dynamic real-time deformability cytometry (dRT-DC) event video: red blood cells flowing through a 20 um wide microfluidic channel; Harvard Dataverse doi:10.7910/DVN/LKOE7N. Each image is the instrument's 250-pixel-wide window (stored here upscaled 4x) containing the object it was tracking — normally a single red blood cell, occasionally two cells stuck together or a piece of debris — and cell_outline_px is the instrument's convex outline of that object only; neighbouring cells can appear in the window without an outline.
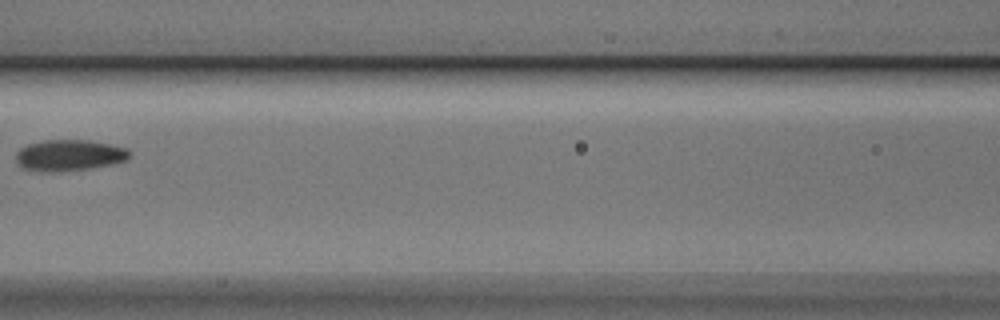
{"species": "Egyptian fruit bat (a non-hibernating species)", "species_latin": "Rousettus aegyptiacus", "temperature_condition": "cold", "stored_images_in_passage": 7, "camera_frame_rate_fps": 3000, "um_per_image_px": 0.085, "animal": {"sex": "male"}, "frame": {"image": 1, "passage_image": 6, "time_ms": 1.667, "image_size_px": [1000, 320], "cell_outline_px": [[128, 160], [112, 164], [88, 168], [60, 172], [44, 172], [24, 168], [16, 160], [16, 152], [20, 148], [28, 144], [44, 140], [88, 140], [128, 148]], "centroid_in_image_um": [5.87, 13.2], "position_along_channel_um": 160.7, "area_um2": 20.52}}
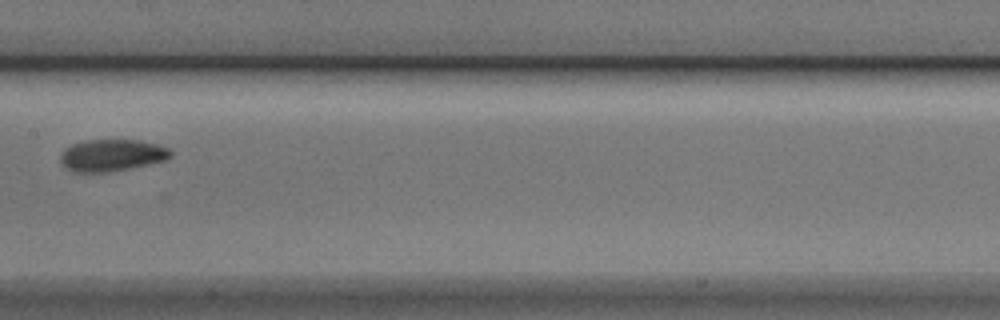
{"frame": {"image": 2, "passage_image": 7, "time_ms": 2.0, "image_size_px": [1000, 320], "cell_outline_px": [[172, 156], [164, 160], [148, 164], [128, 168], [104, 172], [76, 172], [68, 168], [60, 160], [60, 152], [64, 148], [72, 144], [84, 140], [140, 140], [156, 144], [168, 148], [172, 152]], "centroid_in_image_um": [9.49, 13.18], "position_along_channel_um": 197.9, "area_um2": 20.29}}